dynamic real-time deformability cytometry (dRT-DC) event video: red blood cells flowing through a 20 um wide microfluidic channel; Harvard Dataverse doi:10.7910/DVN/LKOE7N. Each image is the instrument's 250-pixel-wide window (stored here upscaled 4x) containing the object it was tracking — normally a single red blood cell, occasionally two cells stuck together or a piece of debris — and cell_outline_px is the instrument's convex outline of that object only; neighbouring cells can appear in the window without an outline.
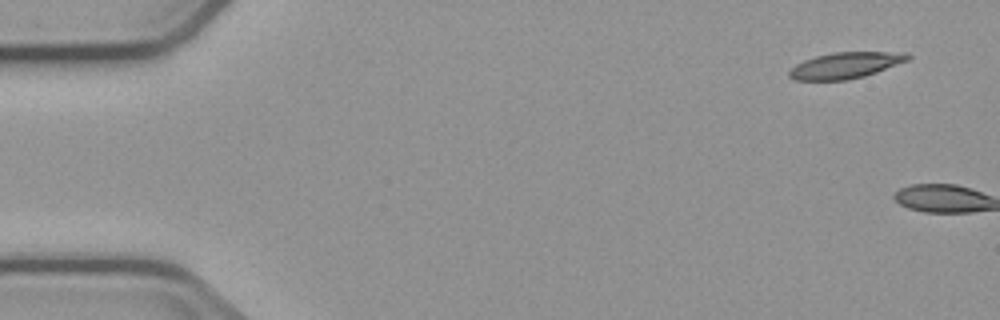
{"species": "common noctule bat (a hibernating species)", "species_latin": "Nyctalus noctula", "temperature_condition": "cold", "stored_images_in_passage": 2, "camera_frame_rate_fps": 3000, "um_per_image_px": 0.085, "animal": {"sex": "male", "body_mass_g": 23.1, "forearm_length_mm": 52.7}, "frame": {"image": 1, "passage_image": 1, "time_ms": 0.0, "image_size_px": [1000, 320], "cell_outline_px": [[912, 56], [908, 60], [876, 72], [864, 76], [848, 80], [796, 80], [788, 76], [788, 72], [796, 64], [804, 60], [816, 56], [832, 52], [908, 52]], "centroid_in_image_um": [71.87, 5.55], "position_along_channel_um": 13.1, "area_um2": 18.03}}